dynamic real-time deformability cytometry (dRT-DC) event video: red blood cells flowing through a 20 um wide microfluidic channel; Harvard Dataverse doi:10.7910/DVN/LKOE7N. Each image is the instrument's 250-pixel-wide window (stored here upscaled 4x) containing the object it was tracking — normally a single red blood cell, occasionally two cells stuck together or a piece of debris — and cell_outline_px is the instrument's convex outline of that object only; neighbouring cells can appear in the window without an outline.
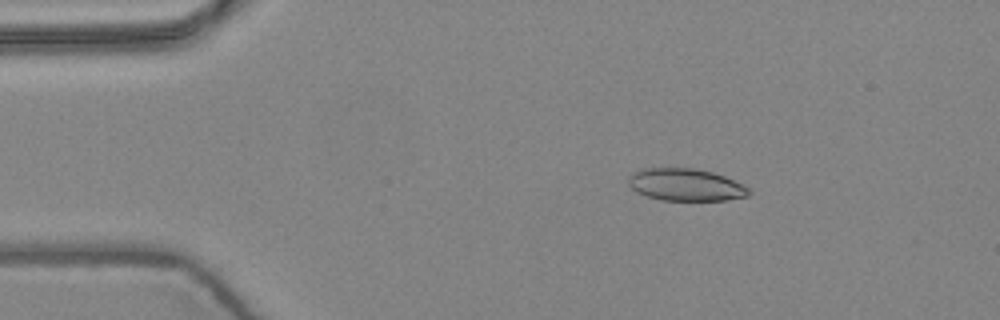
{"species": "common noctule bat (a hibernating species)", "species_latin": "Nyctalus noctula", "temperature_condition": "warm", "stored_images_in_passage": 3, "camera_frame_rate_fps": 3000, "um_per_image_px": 0.085, "animal": {"sex": "female", "body_mass_g": 24.6, "forearm_length_mm": 56.2}, "frame": {"image": 1, "passage_image": 2, "time_ms": 0.333, "image_size_px": [1000, 320], "cell_outline_px": [[752, 192], [748, 196], [728, 200], [660, 200], [636, 192], [628, 184], [628, 180], [636, 172], [644, 168], [696, 168], [712, 172], [724, 176], [744, 184]], "centroid_in_image_um": [58.33, 15.71], "position_along_channel_um": 26.7, "area_um2": 22.6}}